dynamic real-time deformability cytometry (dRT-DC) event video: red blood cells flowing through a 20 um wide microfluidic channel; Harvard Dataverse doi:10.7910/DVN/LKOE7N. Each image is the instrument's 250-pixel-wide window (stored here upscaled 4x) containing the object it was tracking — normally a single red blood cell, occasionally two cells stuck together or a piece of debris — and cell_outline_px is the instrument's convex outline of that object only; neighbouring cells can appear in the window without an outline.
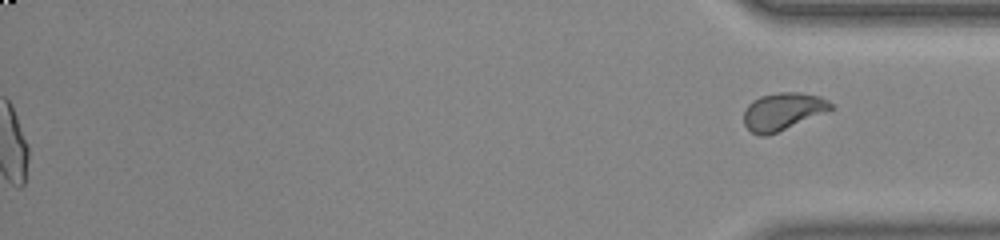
{"species": "common noctule bat (a hibernating species)", "species_latin": "Nyctalus noctula", "temperature_condition": "room temperature", "stored_images_in_passage": 58, "segment_of_instrument_passage": [2, 2], "camera_frame_rate_fps": 3000, "um_per_image_px": 0.085, "animal": {"sex": "male", "body_mass_g": 20.0, "forearm_length_mm": 53.3}, "frame": {"image": 1, "passage_image": 58, "time_ms": 19.0, "image_size_px": [1000, 240], "cell_outline_px": [[836, 108], [828, 112], [768, 136], [760, 136], [752, 132], [744, 124], [744, 108], [752, 100], [760, 96], [780, 92], [800, 92], [820, 96], [828, 100]], "centroid_in_image_um": [66.56, 9.47], "position_along_channel_um": 368.6, "area_um2": 19.31}}